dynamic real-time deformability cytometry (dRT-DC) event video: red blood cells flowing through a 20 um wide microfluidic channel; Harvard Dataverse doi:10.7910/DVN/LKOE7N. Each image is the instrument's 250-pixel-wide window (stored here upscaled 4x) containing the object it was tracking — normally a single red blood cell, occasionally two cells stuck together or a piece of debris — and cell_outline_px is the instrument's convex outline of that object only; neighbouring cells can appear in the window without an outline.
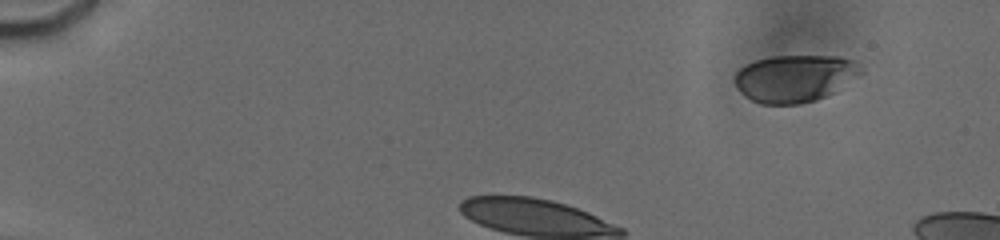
{"species": "human", "species_latin": "Homo sapiens", "temperature_condition": "cold", "stored_images_in_passage": 11, "camera_frame_rate_fps": 3000, "um_per_image_px": 0.085, "donor": {"sex": "male"}, "frame": {"image": 1, "passage_image": 4, "time_ms": 1.667, "image_size_px": [1000, 240], "cell_outline_px": [[864, 72], [836, 92], [816, 100], [800, 104], [760, 104], [744, 96], [736, 88], [732, 76], [744, 64], [756, 60], [772, 56], [840, 56], [852, 60]], "centroid_in_image_um": [67.52, 6.66], "position_along_channel_um": 17.5, "area_um2": 35.14}}
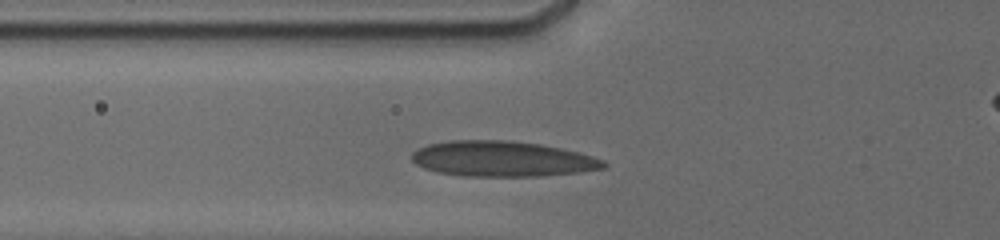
{"frame": {"image": 2, "passage_image": 10, "time_ms": 4.333, "image_size_px": [1000, 240], "cell_outline_px": [[608, 164], [604, 168], [580, 172], [540, 176], [464, 176], [436, 172], [424, 168], [416, 164], [412, 160], [412, 152], [416, 148], [428, 144], [448, 140], [504, 140], [540, 144], [560, 148], [592, 156], [604, 160]], "centroid_in_image_um": [42.66, 13.5], "position_along_channel_um": 83.1, "area_um2": 39.71}}